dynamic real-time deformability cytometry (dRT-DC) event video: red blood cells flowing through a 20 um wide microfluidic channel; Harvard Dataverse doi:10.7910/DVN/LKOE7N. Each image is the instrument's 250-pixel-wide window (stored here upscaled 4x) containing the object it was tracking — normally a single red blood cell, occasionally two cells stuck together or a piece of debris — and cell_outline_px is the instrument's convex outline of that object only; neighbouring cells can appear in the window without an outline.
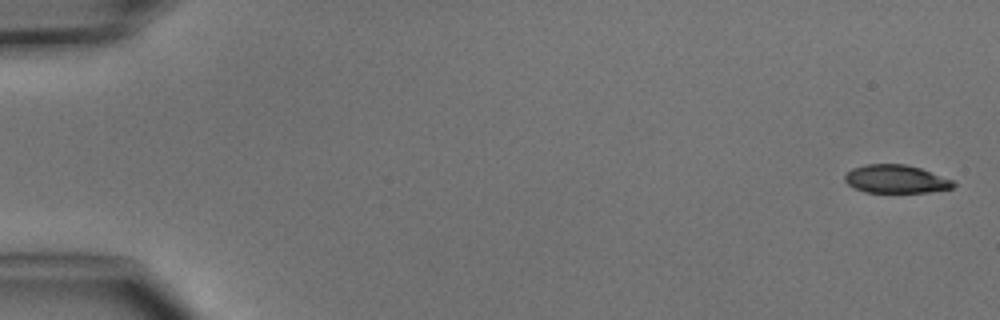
{"species": "common noctule bat (a hibernating species)", "species_latin": "Nyctalus noctula", "temperature_condition": "cold", "stored_images_in_passage": 6, "camera_frame_rate_fps": 3000, "um_per_image_px": 0.085, "animal": {"sex": "male", "body_mass_g": 15.6}, "frame": {"image": 1, "passage_image": 1, "time_ms": 0.0, "image_size_px": [1000, 320], "cell_outline_px": [[956, 184], [952, 188], [928, 192], [864, 192], [848, 184], [844, 180], [844, 176], [852, 168], [864, 164], [904, 164], [920, 168], [952, 180]], "centroid_in_image_um": [76.13, 15.21], "position_along_channel_um": 8.9, "area_um2": 17.69}}
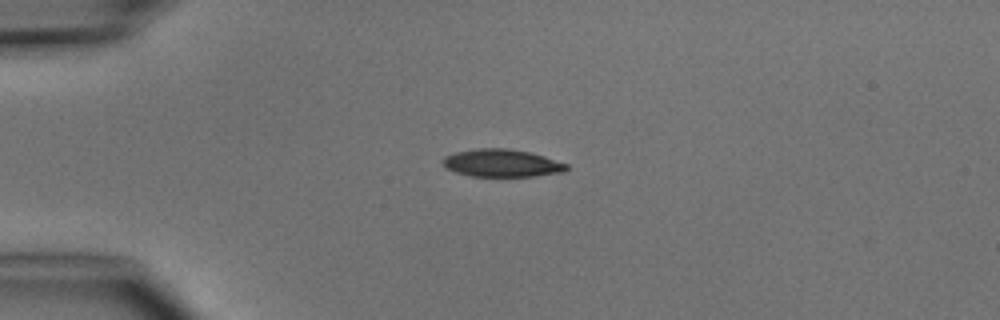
{"frame": {"image": 2, "passage_image": 4, "time_ms": 3.667, "image_size_px": [1000, 320], "cell_outline_px": [[568, 168], [564, 172], [536, 176], [468, 176], [456, 172], [448, 168], [440, 160], [444, 156], [456, 152], [476, 148], [508, 148], [528, 152], [544, 156], [568, 164]], "centroid_in_image_um": [42.65, 13.86], "position_along_channel_um": 42.3, "area_um2": 19.94}}